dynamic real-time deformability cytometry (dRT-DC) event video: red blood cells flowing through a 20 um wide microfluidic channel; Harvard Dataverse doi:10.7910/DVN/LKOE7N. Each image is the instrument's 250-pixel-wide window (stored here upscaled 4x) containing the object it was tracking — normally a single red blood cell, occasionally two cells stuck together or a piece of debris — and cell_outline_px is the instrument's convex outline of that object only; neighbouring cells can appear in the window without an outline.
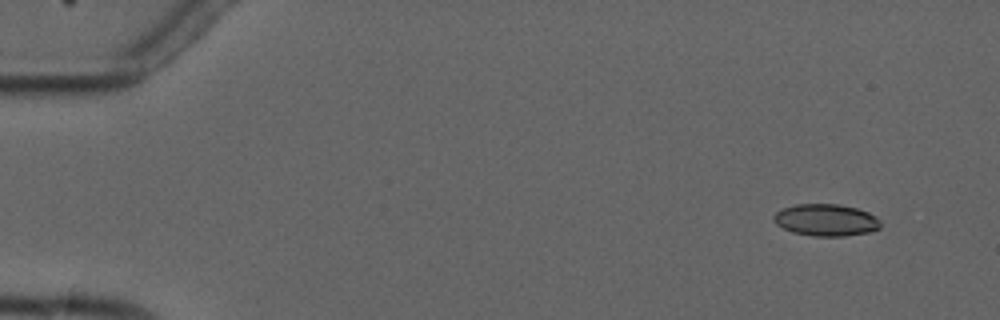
{"species": "common noctule bat (a hibernating species)", "species_latin": "Nyctalus noctula", "temperature_condition": "cold", "stored_images_in_passage": 9, "camera_frame_rate_fps": 3000, "um_per_image_px": 0.085, "animal": {"sex": "male", "forearm_length_mm": 52.5}, "frame": {"image": 1, "passage_image": 2, "time_ms": 1.0, "image_size_px": [1000, 320], "cell_outline_px": [[880, 228], [868, 232], [844, 236], [812, 236], [792, 232], [776, 224], [772, 220], [772, 216], [776, 212], [784, 208], [796, 204], [836, 204], [856, 208], [868, 212], [876, 216], [880, 220]], "centroid_in_image_um": [70.19, 18.7], "position_along_channel_um": 14.8, "area_um2": 19.88}}
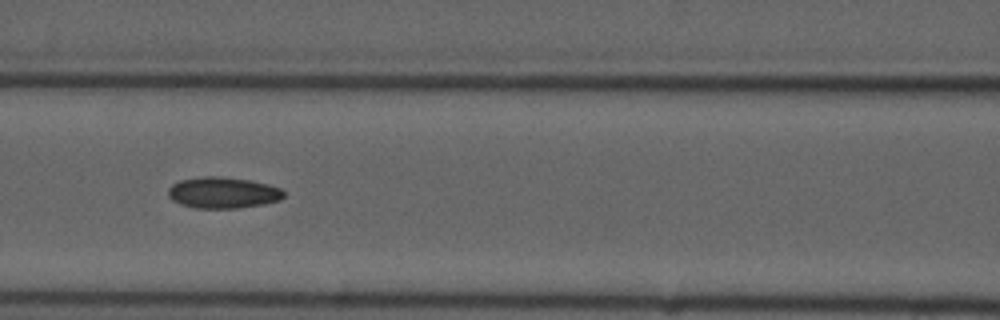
{"frame": {"image": 2, "passage_image": 7, "time_ms": 7.667, "image_size_px": [1000, 320], "cell_outline_px": [[284, 196], [280, 200], [264, 204], [236, 208], [196, 208], [180, 204], [172, 200], [168, 196], [168, 188], [172, 184], [180, 180], [204, 176], [220, 176], [248, 180], [268, 184], [280, 188], [284, 192]], "centroid_in_image_um": [18.93, 16.38], "position_along_channel_um": 147.7, "area_um2": 21.04}}
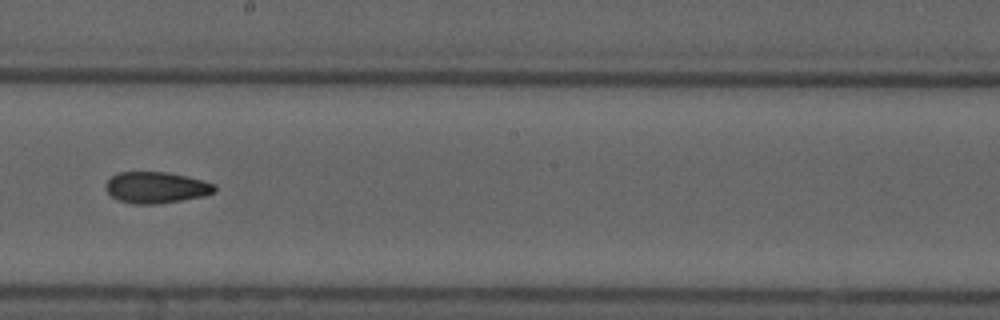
{"frame": {"image": 3, "passage_image": 9, "time_ms": 10.0, "image_size_px": [1000, 320], "cell_outline_px": [[216, 192], [204, 196], [156, 204], [132, 204], [120, 200], [112, 196], [104, 188], [104, 184], [112, 176], [120, 172], [168, 172], [204, 180], [216, 184]], "centroid_in_image_um": [13.29, 15.93], "position_along_channel_um": 234.9, "area_um2": 19.94}}